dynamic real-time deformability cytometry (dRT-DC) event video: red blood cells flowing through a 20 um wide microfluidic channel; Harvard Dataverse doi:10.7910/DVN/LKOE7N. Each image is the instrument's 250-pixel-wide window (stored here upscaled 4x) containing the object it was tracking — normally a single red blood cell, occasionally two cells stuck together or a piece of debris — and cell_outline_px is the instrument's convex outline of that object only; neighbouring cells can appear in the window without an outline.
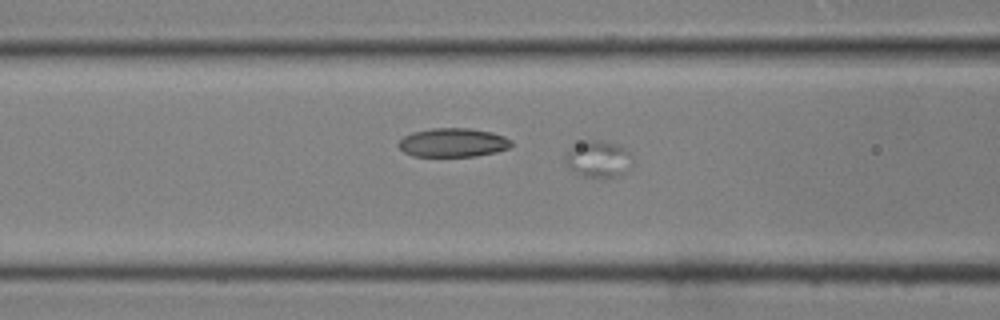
{"species": "common noctule bat (a hibernating species)", "species_latin": "Nyctalus noctula", "temperature_condition": "room temperature", "stored_images_in_passage": 38, "camera_frame_rate_fps": 3000, "um_per_image_px": 0.085, "animal": {"sex": "male", "body_mass_g": 19.0, "forearm_length_mm": 50.8}, "frame": {"image": 1, "passage_image": 13, "time_ms": 4.0, "image_size_px": [1000, 320], "cell_outline_px": [[632, 164], [624, 176], [604, 180], [580, 176], [568, 168], [564, 160], [568, 148], [576, 144], [588, 140], [600, 140], [616, 144], [632, 152]], "centroid_in_image_um": [50.88, 13.58], "position_along_channel_um": 115.7, "area_um2": 15.2}}
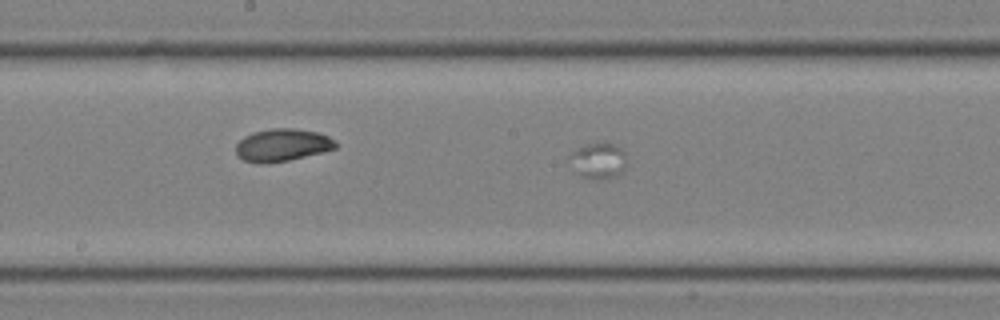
{"frame": {"image": 2, "passage_image": 19, "time_ms": 6.0, "image_size_px": [1000, 320], "cell_outline_px": [[624, 172], [608, 180], [596, 180], [580, 176], [576, 172], [568, 156], [576, 148], [588, 144], [616, 144], [624, 152]], "centroid_in_image_um": [50.85, 13.7], "position_along_channel_um": 197.4, "area_um2": 11.91}}
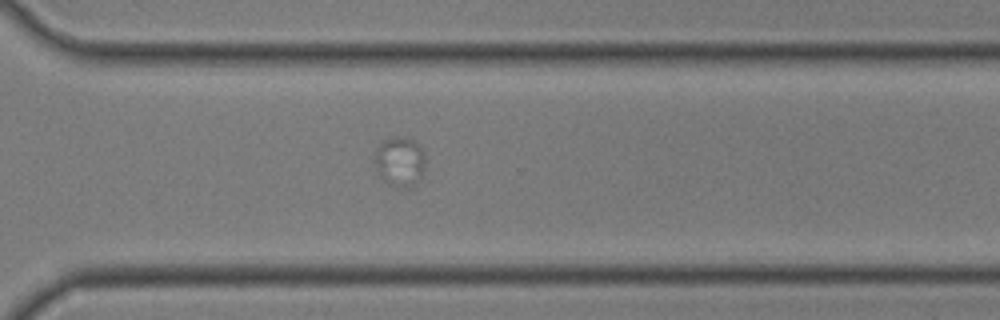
{"frame": {"image": 3, "passage_image": 29, "time_ms": 9.333, "image_size_px": [1000, 320], "cell_outline_px": [[424, 168], [420, 180], [412, 188], [396, 188], [384, 180], [376, 172], [376, 148], [384, 140], [396, 136], [412, 140], [424, 152]], "centroid_in_image_um": [33.99, 13.79], "position_along_channel_um": 336.6, "area_um2": 14.62}}